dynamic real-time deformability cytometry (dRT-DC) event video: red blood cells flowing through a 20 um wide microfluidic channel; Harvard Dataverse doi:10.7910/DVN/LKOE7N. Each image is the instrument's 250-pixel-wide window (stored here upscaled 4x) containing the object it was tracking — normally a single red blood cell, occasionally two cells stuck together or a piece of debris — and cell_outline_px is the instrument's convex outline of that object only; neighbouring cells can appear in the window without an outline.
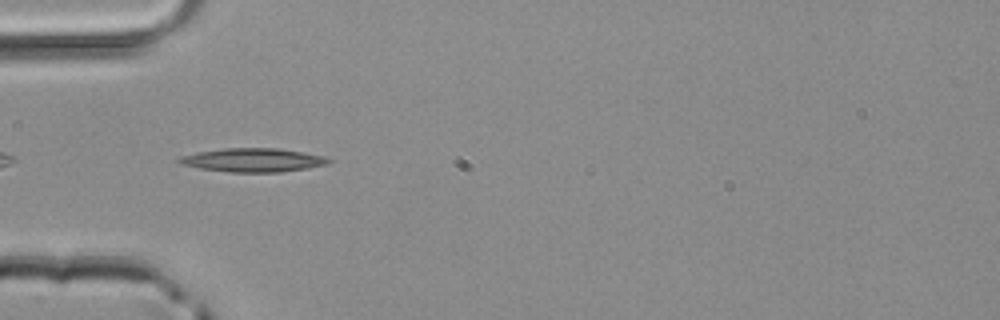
{"species": "common noctule bat (a hibernating species)", "species_latin": "Nyctalus noctula", "temperature_condition": "room temperature", "stored_images_in_passage": 34, "camera_frame_rate_fps": 3000, "um_per_image_px": 0.085, "animal": {"sex": "male", "body_mass_g": 20.4}, "frame": {"image": 1, "passage_image": 2, "time_ms": 0.333, "image_size_px": [1000, 320], "cell_outline_px": [[332, 160], [328, 164], [280, 172], [228, 172], [200, 168], [180, 164], [172, 160], [180, 156], [196, 152], [224, 148], [276, 148], [324, 156]], "centroid_in_image_um": [21.41, 13.6], "position_along_channel_um": 63.6, "area_um2": 20.58}}
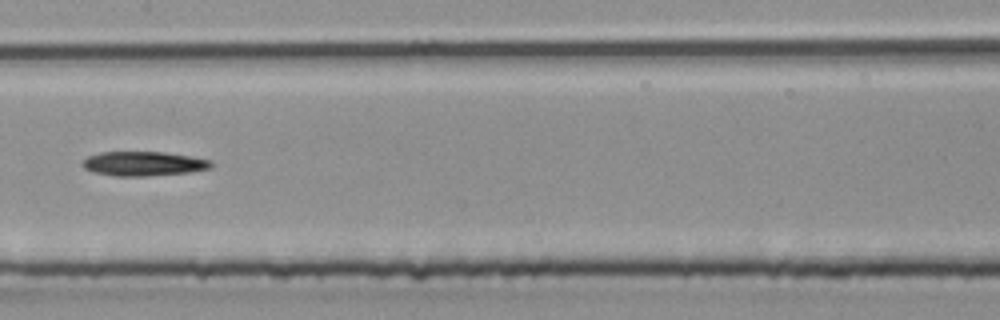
{"frame": {"image": 2, "passage_image": 11, "time_ms": 3.333, "image_size_px": [1000, 320], "cell_outline_px": [[212, 168], [192, 172], [144, 176], [116, 176], [92, 172], [84, 168], [80, 164], [88, 156], [100, 152], [164, 152], [212, 160]], "centroid_in_image_um": [12.19, 13.91], "position_along_channel_um": 195.2, "area_um2": 18.32}}
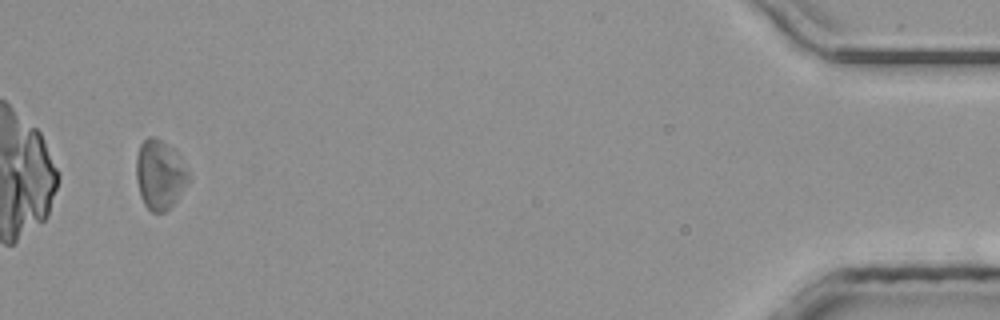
{"frame": {"image": 3, "passage_image": 32, "time_ms": 10.333, "image_size_px": [1000, 320], "cell_outline_px": [[192, 176], [176, 200], [164, 212], [152, 212], [144, 204], [140, 196], [136, 180], [136, 156], [140, 144], [148, 136], [152, 136], [176, 148], [180, 152], [192, 172]], "centroid_in_image_um": [13.63, 14.79], "position_along_channel_um": 421.6, "area_um2": 21.85}}